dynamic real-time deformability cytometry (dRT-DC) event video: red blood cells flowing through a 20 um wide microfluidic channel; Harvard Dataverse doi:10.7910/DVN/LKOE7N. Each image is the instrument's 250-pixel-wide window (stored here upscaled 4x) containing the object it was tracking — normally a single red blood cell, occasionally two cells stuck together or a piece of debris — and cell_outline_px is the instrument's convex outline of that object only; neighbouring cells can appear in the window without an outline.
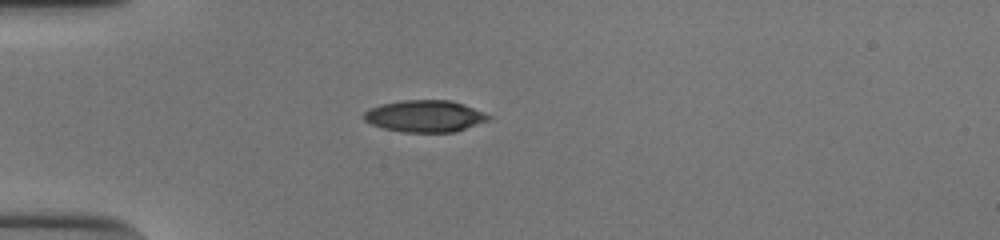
{"species": "human", "species_latin": "Homo sapiens", "temperature_condition": "cold", "stored_images_in_passage": 39, "camera_frame_rate_fps": 3000, "um_per_image_px": 0.085, "donor": {"sex": "male"}, "frame": {"image": 1, "passage_image": 1, "time_ms": 0.0, "image_size_px": [1000, 240], "cell_outline_px": [[492, 116], [488, 120], [456, 132], [404, 132], [384, 128], [372, 124], [364, 120], [364, 112], [368, 108], [380, 104], [400, 100], [448, 100], [464, 104]], "centroid_in_image_um": [36.1, 9.86], "position_along_channel_um": 48.9, "area_um2": 23.06}}
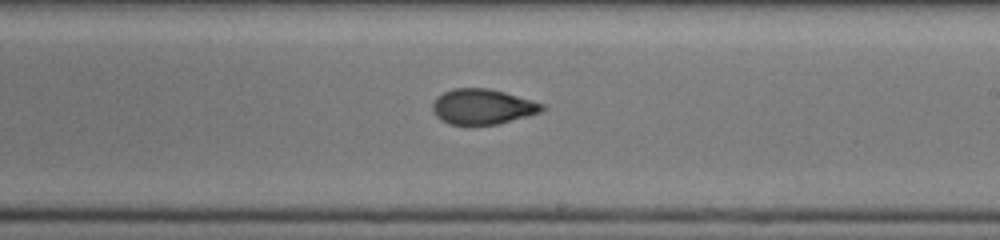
{"frame": {"image": 2, "passage_image": 18, "time_ms": 5.667, "image_size_px": [1000, 240], "cell_outline_px": [[548, 108], [540, 112], [500, 124], [448, 124], [440, 120], [432, 112], [432, 104], [436, 96], [452, 88], [488, 88], [504, 92], [532, 100], [544, 104]], "centroid_in_image_um": [41.0, 9.06], "position_along_channel_um": 248.0, "area_um2": 22.66}}
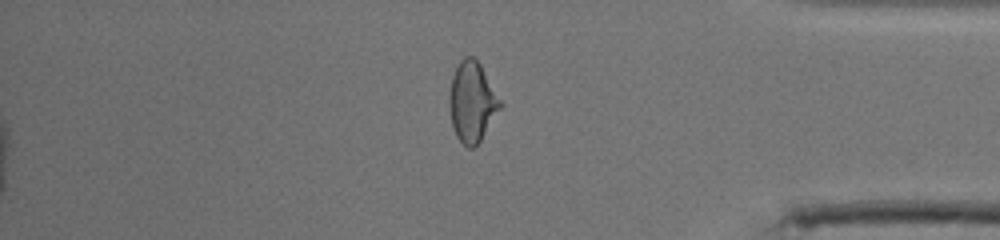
{"frame": {"image": 3, "passage_image": 31, "time_ms": 10.0, "image_size_px": [1000, 240], "cell_outline_px": [[504, 104], [480, 140], [472, 148], [468, 148], [456, 136], [452, 124], [448, 104], [448, 96], [452, 76], [460, 60], [464, 56], [472, 56], [480, 64]], "centroid_in_image_um": [40.13, 8.64], "position_along_channel_um": 395.1, "area_um2": 23.76}, "authors_computed_cell_mechanics": {"area_um2": 23.7558, "velocity_mm_per_s": 3.8888, "shape_relaxation_time_tau1_ms": 8.8612, "shape_relaxation_time_tau2_ms": 1.986, "deformation_change_tau1": 0.2064, "deformation_change_tau2": 0.0801}}